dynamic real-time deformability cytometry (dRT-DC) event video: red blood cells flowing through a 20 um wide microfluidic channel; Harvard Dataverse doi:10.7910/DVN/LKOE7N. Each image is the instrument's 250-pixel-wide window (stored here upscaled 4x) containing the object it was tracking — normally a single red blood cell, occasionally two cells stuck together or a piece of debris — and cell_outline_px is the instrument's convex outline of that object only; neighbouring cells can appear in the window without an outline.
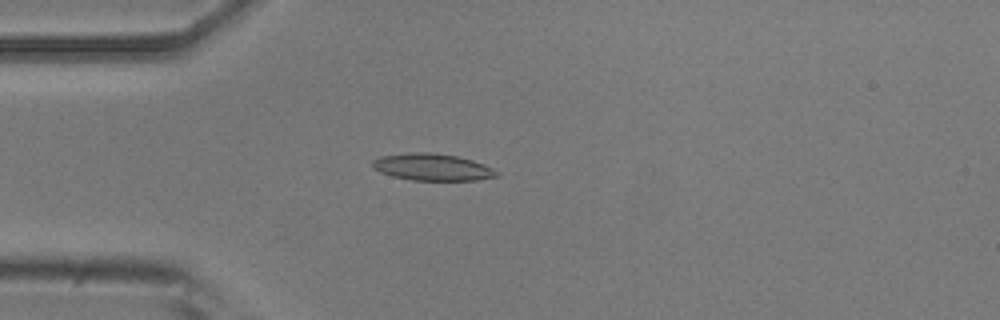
{"species": "common noctule bat (a hibernating species)", "species_latin": "Nyctalus noctula", "temperature_condition": "room temperature", "stored_images_in_passage": 53, "camera_frame_rate_fps": 3000, "um_per_image_px": 0.085, "animal": {"sex": "male", "body_mass_g": 20.5, "forearm_length_mm": 52.5}, "frame": {"image": 1, "passage_image": 14, "time_ms": 4.333, "image_size_px": [1000, 320], "cell_outline_px": [[500, 176], [476, 180], [412, 180], [392, 176], [380, 172], [372, 168], [372, 160], [380, 156], [408, 152], [432, 152], [456, 156], [472, 160], [484, 164], [500, 172]], "centroid_in_image_um": [36.74, 14.2], "position_along_channel_um": 48.3, "area_um2": 19.65}}
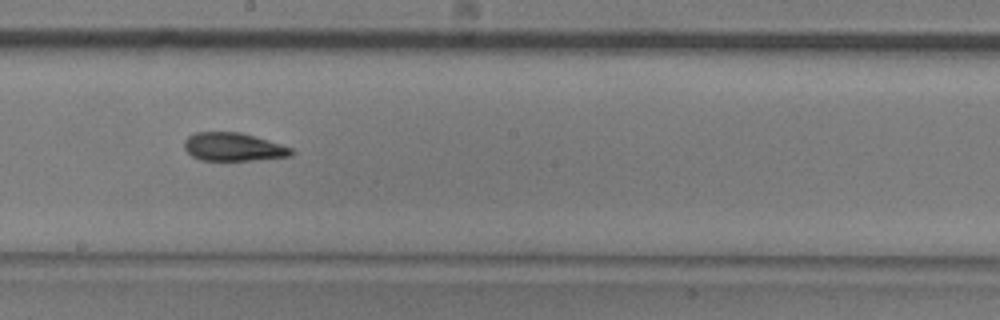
{"frame": {"image": 2, "passage_image": 29, "time_ms": 9.333, "image_size_px": [1000, 320], "cell_outline_px": [[296, 152], [292, 156], [252, 160], [200, 160], [192, 156], [184, 148], [184, 140], [188, 136], [196, 132], [240, 132], [268, 140], [292, 148]], "centroid_in_image_um": [19.84, 12.49], "position_along_channel_um": 228.4, "area_um2": 17.63}}
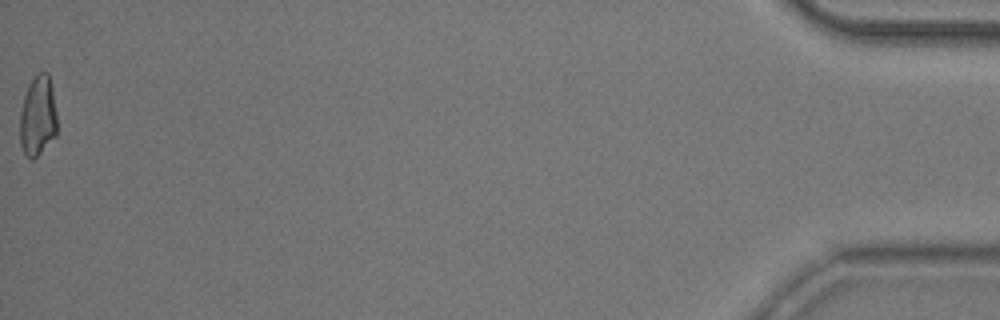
{"frame": {"image": 3, "passage_image": 53, "time_ms": 17.333, "image_size_px": [1000, 320], "cell_outline_px": [[56, 136], [32, 160], [24, 152], [20, 144], [20, 112], [24, 96], [32, 80], [40, 72], [48, 72], [52, 88], [56, 112]], "centroid_in_image_um": [3.21, 9.87], "position_along_channel_um": 432.0, "area_um2": 17.11}, "authors_computed_cell_mechanics": {"area_um2": 18.0336, "velocity_mm_per_s": 3.8125, "shape_relaxation_time_tau1_ms": 5.5075, "shape_relaxation_time_tau2_ms": 4.8891, "deformation_change_tau1": 0.1784, "deformation_change_tau2": 0.1318}}